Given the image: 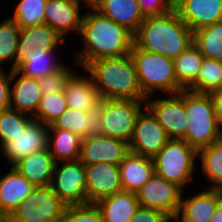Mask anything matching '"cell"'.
I'll return each instance as SVG.
<instances>
[{
	"label": "cell",
	"mask_w": 222,
	"mask_h": 222,
	"mask_svg": "<svg viewBox=\"0 0 222 222\" xmlns=\"http://www.w3.org/2000/svg\"><path fill=\"white\" fill-rule=\"evenodd\" d=\"M90 12L83 15L80 37L83 47L76 56V63L84 69L90 62L130 54L134 34L98 12L91 4Z\"/></svg>",
	"instance_id": "6da1fadb"
},
{
	"label": "cell",
	"mask_w": 222,
	"mask_h": 222,
	"mask_svg": "<svg viewBox=\"0 0 222 222\" xmlns=\"http://www.w3.org/2000/svg\"><path fill=\"white\" fill-rule=\"evenodd\" d=\"M193 43V31L173 8L165 14L148 16L134 34V45L150 53L177 58Z\"/></svg>",
	"instance_id": "7a4b0ae2"
},
{
	"label": "cell",
	"mask_w": 222,
	"mask_h": 222,
	"mask_svg": "<svg viewBox=\"0 0 222 222\" xmlns=\"http://www.w3.org/2000/svg\"><path fill=\"white\" fill-rule=\"evenodd\" d=\"M84 72H88L103 99H147L130 54L92 61Z\"/></svg>",
	"instance_id": "3957f363"
},
{
	"label": "cell",
	"mask_w": 222,
	"mask_h": 222,
	"mask_svg": "<svg viewBox=\"0 0 222 222\" xmlns=\"http://www.w3.org/2000/svg\"><path fill=\"white\" fill-rule=\"evenodd\" d=\"M184 105L188 125L182 140L199 151L222 138L211 94L184 90Z\"/></svg>",
	"instance_id": "277c9868"
},
{
	"label": "cell",
	"mask_w": 222,
	"mask_h": 222,
	"mask_svg": "<svg viewBox=\"0 0 222 222\" xmlns=\"http://www.w3.org/2000/svg\"><path fill=\"white\" fill-rule=\"evenodd\" d=\"M130 56L135 65L143 94L151 97L154 91L176 94L183 89L175 75L174 60L166 56L138 49L133 45Z\"/></svg>",
	"instance_id": "5b68a950"
},
{
	"label": "cell",
	"mask_w": 222,
	"mask_h": 222,
	"mask_svg": "<svg viewBox=\"0 0 222 222\" xmlns=\"http://www.w3.org/2000/svg\"><path fill=\"white\" fill-rule=\"evenodd\" d=\"M196 158L198 151L195 148L184 140L170 139L152 159L155 174L183 190L193 179Z\"/></svg>",
	"instance_id": "8992f818"
},
{
	"label": "cell",
	"mask_w": 222,
	"mask_h": 222,
	"mask_svg": "<svg viewBox=\"0 0 222 222\" xmlns=\"http://www.w3.org/2000/svg\"><path fill=\"white\" fill-rule=\"evenodd\" d=\"M66 205L50 186L35 187L10 214L17 222H62Z\"/></svg>",
	"instance_id": "52a82bcc"
},
{
	"label": "cell",
	"mask_w": 222,
	"mask_h": 222,
	"mask_svg": "<svg viewBox=\"0 0 222 222\" xmlns=\"http://www.w3.org/2000/svg\"><path fill=\"white\" fill-rule=\"evenodd\" d=\"M145 107L146 100L105 99L103 135L129 144L136 119Z\"/></svg>",
	"instance_id": "ba28073f"
},
{
	"label": "cell",
	"mask_w": 222,
	"mask_h": 222,
	"mask_svg": "<svg viewBox=\"0 0 222 222\" xmlns=\"http://www.w3.org/2000/svg\"><path fill=\"white\" fill-rule=\"evenodd\" d=\"M62 163L55 164L50 187L66 206L87 204L85 165L79 159Z\"/></svg>",
	"instance_id": "9c48e42d"
},
{
	"label": "cell",
	"mask_w": 222,
	"mask_h": 222,
	"mask_svg": "<svg viewBox=\"0 0 222 222\" xmlns=\"http://www.w3.org/2000/svg\"><path fill=\"white\" fill-rule=\"evenodd\" d=\"M183 190L157 174L136 192L140 207L162 211L174 219L179 211Z\"/></svg>",
	"instance_id": "30bf717a"
},
{
	"label": "cell",
	"mask_w": 222,
	"mask_h": 222,
	"mask_svg": "<svg viewBox=\"0 0 222 222\" xmlns=\"http://www.w3.org/2000/svg\"><path fill=\"white\" fill-rule=\"evenodd\" d=\"M169 95L168 98L154 100L151 96L147 97L146 107L157 118L169 139L182 140L188 125L184 105V90Z\"/></svg>",
	"instance_id": "8fae6325"
},
{
	"label": "cell",
	"mask_w": 222,
	"mask_h": 222,
	"mask_svg": "<svg viewBox=\"0 0 222 222\" xmlns=\"http://www.w3.org/2000/svg\"><path fill=\"white\" fill-rule=\"evenodd\" d=\"M169 140L157 118L145 107L136 119L129 151L152 159Z\"/></svg>",
	"instance_id": "7c38bea8"
},
{
	"label": "cell",
	"mask_w": 222,
	"mask_h": 222,
	"mask_svg": "<svg viewBox=\"0 0 222 222\" xmlns=\"http://www.w3.org/2000/svg\"><path fill=\"white\" fill-rule=\"evenodd\" d=\"M129 152V144L122 140L104 135L88 136L82 139L79 160L84 165H119Z\"/></svg>",
	"instance_id": "4fadbf2b"
},
{
	"label": "cell",
	"mask_w": 222,
	"mask_h": 222,
	"mask_svg": "<svg viewBox=\"0 0 222 222\" xmlns=\"http://www.w3.org/2000/svg\"><path fill=\"white\" fill-rule=\"evenodd\" d=\"M64 41L46 24L21 28L15 57V69L26 60L28 55L44 54L45 51L64 44Z\"/></svg>",
	"instance_id": "5bb4252c"
},
{
	"label": "cell",
	"mask_w": 222,
	"mask_h": 222,
	"mask_svg": "<svg viewBox=\"0 0 222 222\" xmlns=\"http://www.w3.org/2000/svg\"><path fill=\"white\" fill-rule=\"evenodd\" d=\"M49 128L42 122L34 121L26 130L1 147V153L13 166L25 156L48 148Z\"/></svg>",
	"instance_id": "9a60e30c"
},
{
	"label": "cell",
	"mask_w": 222,
	"mask_h": 222,
	"mask_svg": "<svg viewBox=\"0 0 222 222\" xmlns=\"http://www.w3.org/2000/svg\"><path fill=\"white\" fill-rule=\"evenodd\" d=\"M80 0H47L44 24L48 25L64 40L70 32L80 33L83 15Z\"/></svg>",
	"instance_id": "2e32d148"
},
{
	"label": "cell",
	"mask_w": 222,
	"mask_h": 222,
	"mask_svg": "<svg viewBox=\"0 0 222 222\" xmlns=\"http://www.w3.org/2000/svg\"><path fill=\"white\" fill-rule=\"evenodd\" d=\"M85 172L87 203H96L103 197L123 191L119 165L110 163L85 165Z\"/></svg>",
	"instance_id": "e0dca14e"
},
{
	"label": "cell",
	"mask_w": 222,
	"mask_h": 222,
	"mask_svg": "<svg viewBox=\"0 0 222 222\" xmlns=\"http://www.w3.org/2000/svg\"><path fill=\"white\" fill-rule=\"evenodd\" d=\"M173 8L193 32L222 21V0H174Z\"/></svg>",
	"instance_id": "ac0fdd59"
},
{
	"label": "cell",
	"mask_w": 222,
	"mask_h": 222,
	"mask_svg": "<svg viewBox=\"0 0 222 222\" xmlns=\"http://www.w3.org/2000/svg\"><path fill=\"white\" fill-rule=\"evenodd\" d=\"M221 202L220 189L208 186L192 197H181L180 208L175 219L180 222H209Z\"/></svg>",
	"instance_id": "d6986e66"
},
{
	"label": "cell",
	"mask_w": 222,
	"mask_h": 222,
	"mask_svg": "<svg viewBox=\"0 0 222 222\" xmlns=\"http://www.w3.org/2000/svg\"><path fill=\"white\" fill-rule=\"evenodd\" d=\"M11 83L10 108L34 117L42 97L38 79L25 76L15 69L11 70Z\"/></svg>",
	"instance_id": "ffe728a7"
},
{
	"label": "cell",
	"mask_w": 222,
	"mask_h": 222,
	"mask_svg": "<svg viewBox=\"0 0 222 222\" xmlns=\"http://www.w3.org/2000/svg\"><path fill=\"white\" fill-rule=\"evenodd\" d=\"M91 5L102 15L127 28L133 34L145 19L138 0H91Z\"/></svg>",
	"instance_id": "44dd1931"
},
{
	"label": "cell",
	"mask_w": 222,
	"mask_h": 222,
	"mask_svg": "<svg viewBox=\"0 0 222 222\" xmlns=\"http://www.w3.org/2000/svg\"><path fill=\"white\" fill-rule=\"evenodd\" d=\"M30 183L13 166L0 178V216H10L34 190Z\"/></svg>",
	"instance_id": "7402d4cb"
},
{
	"label": "cell",
	"mask_w": 222,
	"mask_h": 222,
	"mask_svg": "<svg viewBox=\"0 0 222 222\" xmlns=\"http://www.w3.org/2000/svg\"><path fill=\"white\" fill-rule=\"evenodd\" d=\"M55 160L48 148L25 156L13 167L35 187L50 186L54 173Z\"/></svg>",
	"instance_id": "603a6c76"
},
{
	"label": "cell",
	"mask_w": 222,
	"mask_h": 222,
	"mask_svg": "<svg viewBox=\"0 0 222 222\" xmlns=\"http://www.w3.org/2000/svg\"><path fill=\"white\" fill-rule=\"evenodd\" d=\"M154 173L153 159L129 152L119 164L122 190L136 193Z\"/></svg>",
	"instance_id": "cb8c5ba5"
},
{
	"label": "cell",
	"mask_w": 222,
	"mask_h": 222,
	"mask_svg": "<svg viewBox=\"0 0 222 222\" xmlns=\"http://www.w3.org/2000/svg\"><path fill=\"white\" fill-rule=\"evenodd\" d=\"M64 95L68 108L86 112L102 99L90 75L80 76L74 72L66 81Z\"/></svg>",
	"instance_id": "d4e9b609"
},
{
	"label": "cell",
	"mask_w": 222,
	"mask_h": 222,
	"mask_svg": "<svg viewBox=\"0 0 222 222\" xmlns=\"http://www.w3.org/2000/svg\"><path fill=\"white\" fill-rule=\"evenodd\" d=\"M103 222H128L139 208L136 193L121 191L99 199L96 203Z\"/></svg>",
	"instance_id": "484cf974"
},
{
	"label": "cell",
	"mask_w": 222,
	"mask_h": 222,
	"mask_svg": "<svg viewBox=\"0 0 222 222\" xmlns=\"http://www.w3.org/2000/svg\"><path fill=\"white\" fill-rule=\"evenodd\" d=\"M82 138L68 130L49 128L48 150L55 162L80 158Z\"/></svg>",
	"instance_id": "4316f807"
},
{
	"label": "cell",
	"mask_w": 222,
	"mask_h": 222,
	"mask_svg": "<svg viewBox=\"0 0 222 222\" xmlns=\"http://www.w3.org/2000/svg\"><path fill=\"white\" fill-rule=\"evenodd\" d=\"M203 59V54L194 43L174 59L175 75L183 90H187L197 80Z\"/></svg>",
	"instance_id": "83f0119b"
},
{
	"label": "cell",
	"mask_w": 222,
	"mask_h": 222,
	"mask_svg": "<svg viewBox=\"0 0 222 222\" xmlns=\"http://www.w3.org/2000/svg\"><path fill=\"white\" fill-rule=\"evenodd\" d=\"M202 173L209 180L211 188L222 187V138L198 151Z\"/></svg>",
	"instance_id": "f1b7e54d"
},
{
	"label": "cell",
	"mask_w": 222,
	"mask_h": 222,
	"mask_svg": "<svg viewBox=\"0 0 222 222\" xmlns=\"http://www.w3.org/2000/svg\"><path fill=\"white\" fill-rule=\"evenodd\" d=\"M193 43L205 58L222 61V21L194 31Z\"/></svg>",
	"instance_id": "f546056e"
},
{
	"label": "cell",
	"mask_w": 222,
	"mask_h": 222,
	"mask_svg": "<svg viewBox=\"0 0 222 222\" xmlns=\"http://www.w3.org/2000/svg\"><path fill=\"white\" fill-rule=\"evenodd\" d=\"M55 51L56 48L47 50L44 54L28 55L16 70L25 76L37 79L54 74L65 66L64 63L54 60Z\"/></svg>",
	"instance_id": "4dcf8cb0"
},
{
	"label": "cell",
	"mask_w": 222,
	"mask_h": 222,
	"mask_svg": "<svg viewBox=\"0 0 222 222\" xmlns=\"http://www.w3.org/2000/svg\"><path fill=\"white\" fill-rule=\"evenodd\" d=\"M221 88L222 61L204 57L197 80L187 90L210 94Z\"/></svg>",
	"instance_id": "1f68e13d"
},
{
	"label": "cell",
	"mask_w": 222,
	"mask_h": 222,
	"mask_svg": "<svg viewBox=\"0 0 222 222\" xmlns=\"http://www.w3.org/2000/svg\"><path fill=\"white\" fill-rule=\"evenodd\" d=\"M30 115L20 113L19 111L6 108L0 112V148L12 138L17 137L34 122Z\"/></svg>",
	"instance_id": "d6a6232c"
},
{
	"label": "cell",
	"mask_w": 222,
	"mask_h": 222,
	"mask_svg": "<svg viewBox=\"0 0 222 222\" xmlns=\"http://www.w3.org/2000/svg\"><path fill=\"white\" fill-rule=\"evenodd\" d=\"M20 29L19 25L10 17L0 22V65L2 66L6 61H13L11 70H15Z\"/></svg>",
	"instance_id": "836d02e7"
},
{
	"label": "cell",
	"mask_w": 222,
	"mask_h": 222,
	"mask_svg": "<svg viewBox=\"0 0 222 222\" xmlns=\"http://www.w3.org/2000/svg\"><path fill=\"white\" fill-rule=\"evenodd\" d=\"M47 0H20L14 9L13 19L20 28L44 24Z\"/></svg>",
	"instance_id": "e575fe53"
},
{
	"label": "cell",
	"mask_w": 222,
	"mask_h": 222,
	"mask_svg": "<svg viewBox=\"0 0 222 222\" xmlns=\"http://www.w3.org/2000/svg\"><path fill=\"white\" fill-rule=\"evenodd\" d=\"M67 108L68 104L64 91L51 93L41 97L36 115L33 118L35 121L42 122L49 126L58 119Z\"/></svg>",
	"instance_id": "d590c367"
},
{
	"label": "cell",
	"mask_w": 222,
	"mask_h": 222,
	"mask_svg": "<svg viewBox=\"0 0 222 222\" xmlns=\"http://www.w3.org/2000/svg\"><path fill=\"white\" fill-rule=\"evenodd\" d=\"M87 112L67 108L48 128L68 130L82 139L88 137Z\"/></svg>",
	"instance_id": "8d00e7d4"
},
{
	"label": "cell",
	"mask_w": 222,
	"mask_h": 222,
	"mask_svg": "<svg viewBox=\"0 0 222 222\" xmlns=\"http://www.w3.org/2000/svg\"><path fill=\"white\" fill-rule=\"evenodd\" d=\"M62 222H103V217L95 203H87L66 206Z\"/></svg>",
	"instance_id": "74e56055"
},
{
	"label": "cell",
	"mask_w": 222,
	"mask_h": 222,
	"mask_svg": "<svg viewBox=\"0 0 222 222\" xmlns=\"http://www.w3.org/2000/svg\"><path fill=\"white\" fill-rule=\"evenodd\" d=\"M69 66L66 65L55 72L38 79L41 96H47L51 93L62 92L65 89L68 77L73 73Z\"/></svg>",
	"instance_id": "f35d334b"
},
{
	"label": "cell",
	"mask_w": 222,
	"mask_h": 222,
	"mask_svg": "<svg viewBox=\"0 0 222 222\" xmlns=\"http://www.w3.org/2000/svg\"><path fill=\"white\" fill-rule=\"evenodd\" d=\"M104 110L105 99L102 98L87 112L88 136L103 135L102 116Z\"/></svg>",
	"instance_id": "ab89813d"
},
{
	"label": "cell",
	"mask_w": 222,
	"mask_h": 222,
	"mask_svg": "<svg viewBox=\"0 0 222 222\" xmlns=\"http://www.w3.org/2000/svg\"><path fill=\"white\" fill-rule=\"evenodd\" d=\"M174 0H138L144 17L158 16L173 9Z\"/></svg>",
	"instance_id": "60d3db41"
},
{
	"label": "cell",
	"mask_w": 222,
	"mask_h": 222,
	"mask_svg": "<svg viewBox=\"0 0 222 222\" xmlns=\"http://www.w3.org/2000/svg\"><path fill=\"white\" fill-rule=\"evenodd\" d=\"M169 219L162 211L139 206L128 222H168Z\"/></svg>",
	"instance_id": "b9f144b4"
},
{
	"label": "cell",
	"mask_w": 222,
	"mask_h": 222,
	"mask_svg": "<svg viewBox=\"0 0 222 222\" xmlns=\"http://www.w3.org/2000/svg\"><path fill=\"white\" fill-rule=\"evenodd\" d=\"M11 69L5 72L0 67V112L10 107Z\"/></svg>",
	"instance_id": "7bdbcfd3"
},
{
	"label": "cell",
	"mask_w": 222,
	"mask_h": 222,
	"mask_svg": "<svg viewBox=\"0 0 222 222\" xmlns=\"http://www.w3.org/2000/svg\"><path fill=\"white\" fill-rule=\"evenodd\" d=\"M218 126L222 129V88L210 93Z\"/></svg>",
	"instance_id": "ee69618b"
},
{
	"label": "cell",
	"mask_w": 222,
	"mask_h": 222,
	"mask_svg": "<svg viewBox=\"0 0 222 222\" xmlns=\"http://www.w3.org/2000/svg\"><path fill=\"white\" fill-rule=\"evenodd\" d=\"M209 222H222V202L215 209L214 214L209 220Z\"/></svg>",
	"instance_id": "f6af8a7d"
},
{
	"label": "cell",
	"mask_w": 222,
	"mask_h": 222,
	"mask_svg": "<svg viewBox=\"0 0 222 222\" xmlns=\"http://www.w3.org/2000/svg\"><path fill=\"white\" fill-rule=\"evenodd\" d=\"M0 222H17L10 216H0Z\"/></svg>",
	"instance_id": "bcb514c9"
},
{
	"label": "cell",
	"mask_w": 222,
	"mask_h": 222,
	"mask_svg": "<svg viewBox=\"0 0 222 222\" xmlns=\"http://www.w3.org/2000/svg\"><path fill=\"white\" fill-rule=\"evenodd\" d=\"M83 2L87 7L91 4V0H83Z\"/></svg>",
	"instance_id": "7dc6e473"
},
{
	"label": "cell",
	"mask_w": 222,
	"mask_h": 222,
	"mask_svg": "<svg viewBox=\"0 0 222 222\" xmlns=\"http://www.w3.org/2000/svg\"><path fill=\"white\" fill-rule=\"evenodd\" d=\"M171 221L179 222V221H177L175 218H174V220H173V219H169V220H168V222H171Z\"/></svg>",
	"instance_id": "c3c4849f"
}]
</instances>
